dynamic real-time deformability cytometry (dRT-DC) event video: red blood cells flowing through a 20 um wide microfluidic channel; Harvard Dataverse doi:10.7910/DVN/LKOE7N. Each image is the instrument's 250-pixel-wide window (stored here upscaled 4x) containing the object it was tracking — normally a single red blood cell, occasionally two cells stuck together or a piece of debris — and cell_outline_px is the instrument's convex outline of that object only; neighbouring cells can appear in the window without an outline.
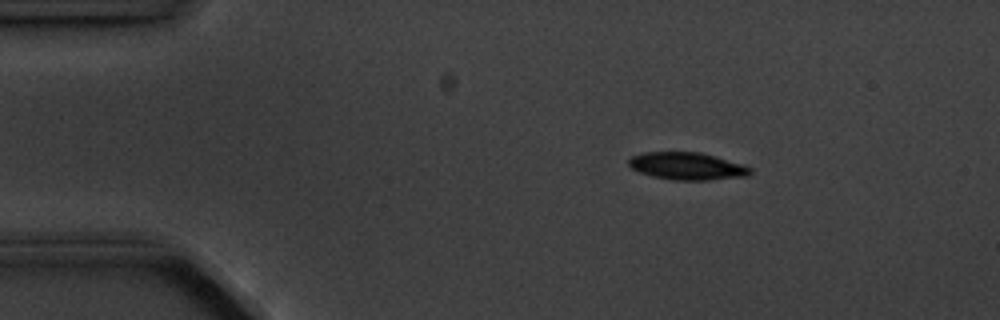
{"species": "common noctule bat (a hibernating species)", "species_latin": "Nyctalus noctula", "temperature_condition": "cold", "stored_images_in_passage": 5, "camera_frame_rate_fps": 3000, "um_per_image_px": 0.085, "animal": {"sex": "male", "body_mass_g": 20.1, "forearm_length_mm": 53.5}, "frame": {"image": 1, "passage_image": 3, "time_ms": 2.667, "image_size_px": [1000, 320], "cell_outline_px": [[752, 172], [748, 176], [708, 180], [676, 180], [652, 176], [640, 172], [632, 168], [628, 164], [628, 160], [632, 156], [644, 152], [700, 152], [744, 164], [752, 168]], "centroid_in_image_um": [58.43, 14.12], "position_along_channel_um": 26.6, "area_um2": 19.42}}
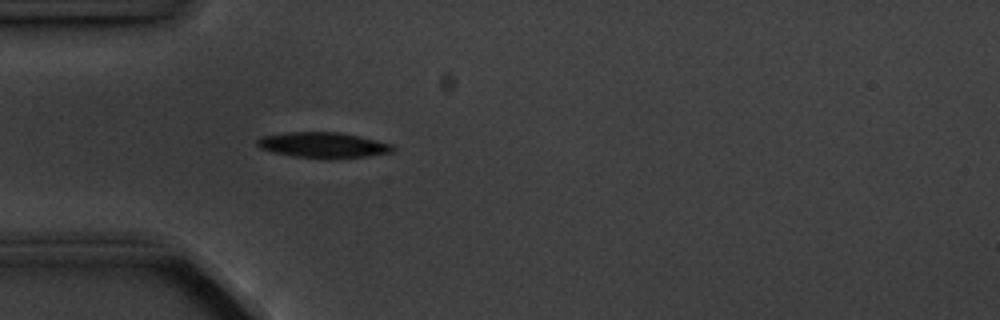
{"frame": {"image": 2, "passage_image": 5, "time_ms": 5.0, "image_size_px": [1000, 320], "cell_outline_px": [[396, 148], [392, 152], [368, 156], [328, 160], [296, 156], [272, 152], [260, 148], [256, 144], [256, 140], [260, 136], [284, 132], [340, 132], [360, 136], [392, 144]], "centroid_in_image_um": [27.46, 12.33], "position_along_channel_um": 57.5, "area_um2": 20.58}}